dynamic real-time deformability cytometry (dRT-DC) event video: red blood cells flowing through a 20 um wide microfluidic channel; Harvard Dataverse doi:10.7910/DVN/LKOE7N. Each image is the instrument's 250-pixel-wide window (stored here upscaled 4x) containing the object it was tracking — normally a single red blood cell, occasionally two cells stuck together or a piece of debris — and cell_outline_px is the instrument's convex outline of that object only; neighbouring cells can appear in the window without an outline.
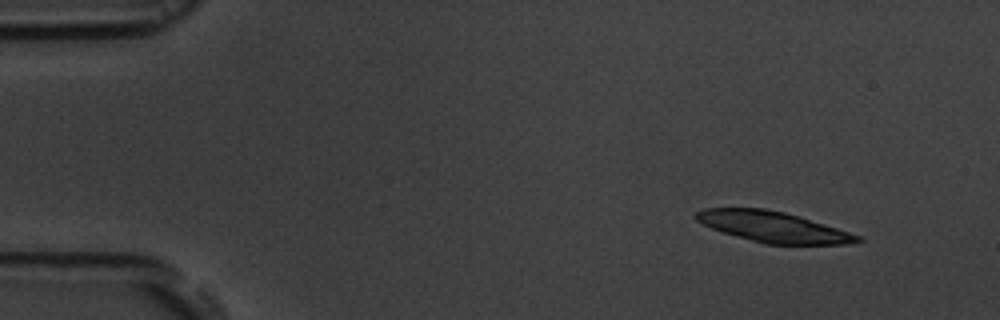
{"species": "common noctule bat (a hibernating species)", "species_latin": "Nyctalus noctula", "temperature_condition": "room temperature", "stored_images_in_passage": 50, "camera_frame_rate_fps": 3000, "um_per_image_px": 0.085, "animal": {"sex": "male", "body_mass_g": 19.5, "forearm_length_mm": 54.6}, "frame": {"image": 1, "passage_image": 1, "time_ms": 0.0, "image_size_px": [1000, 320], "cell_outline_px": [[864, 240], [848, 244], [764, 244], [724, 232], [712, 228], [696, 220], [692, 216], [696, 212], [704, 208], [764, 208], [784, 212], [824, 224], [860, 236]], "centroid_in_image_um": [65.68, 19.28], "position_along_channel_um": 19.3, "area_um2": 28.44}}
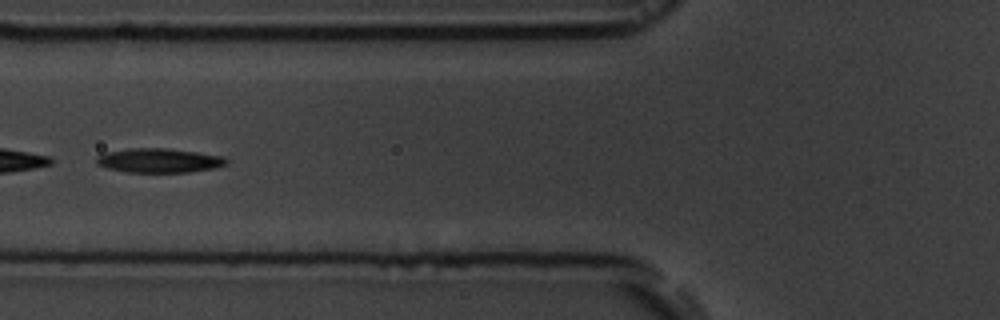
{"frame": {"image": 2, "passage_image": 17, "time_ms": 5.333, "image_size_px": [1000, 320], "cell_outline_px": [[228, 164], [216, 168], [188, 172], [128, 172], [108, 168], [96, 164], [96, 156], [104, 152], [132, 148], [168, 148], [224, 156], [228, 160]], "centroid_in_image_um": [13.53, 13.64], "position_along_channel_um": 112.3, "area_um2": 18.5}}
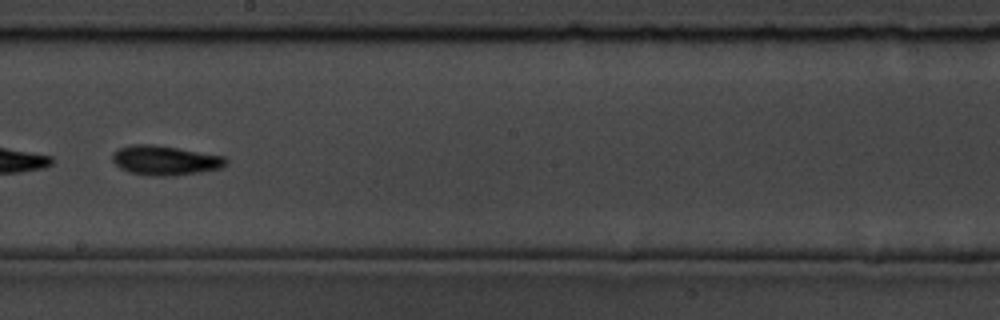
{"frame": {"image": 3, "passage_image": 27, "time_ms": 8.667, "image_size_px": [1000, 320], "cell_outline_px": [[228, 164], [224, 168], [200, 172], [168, 176], [152, 176], [128, 172], [120, 168], [112, 160], [112, 152], [120, 148], [132, 144], [152, 144], [224, 156], [228, 160]], "centroid_in_image_um": [14.04, 13.64], "position_along_channel_um": 234.2, "area_um2": 19.59}, "authors_computed_cell_mechanics": {"area_um2": 19.1896, "velocity_mm_per_s": 3.666, "shape_relaxation_time_tau1_ms": 2.1822, "shape_relaxation_time_tau2_ms": 4.7852, "deformation_change_tau1": 0.1446, "deformation_change_tau2": 0.1219}}